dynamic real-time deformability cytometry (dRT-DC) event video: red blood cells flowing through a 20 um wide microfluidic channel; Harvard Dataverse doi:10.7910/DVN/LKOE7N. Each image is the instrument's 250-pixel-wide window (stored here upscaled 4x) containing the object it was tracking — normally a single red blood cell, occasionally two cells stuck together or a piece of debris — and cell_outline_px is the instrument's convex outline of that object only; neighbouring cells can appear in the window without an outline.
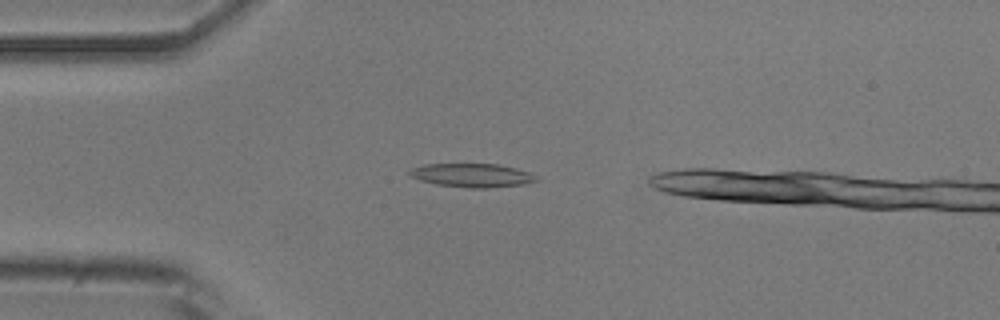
{"species": "common noctule bat (a hibernating species)", "species_latin": "Nyctalus noctula", "temperature_condition": "room temperature", "stored_images_in_passage": 37, "camera_frame_rate_fps": 3000, "um_per_image_px": 0.085, "animal": {"sex": "male", "body_mass_g": 20.5, "forearm_length_mm": 52.5}, "frame": {"image": 1, "passage_image": 7, "time_ms": 2.0, "image_size_px": [1000, 320], "cell_outline_px": [[536, 180], [524, 184], [488, 188], [472, 188], [436, 184], [420, 180], [412, 176], [408, 172], [412, 168], [424, 164], [500, 164], [516, 168], [528, 172], [536, 176]], "centroid_in_image_um": [40.12, 14.89], "position_along_channel_um": 44.9, "area_um2": 17.28}}
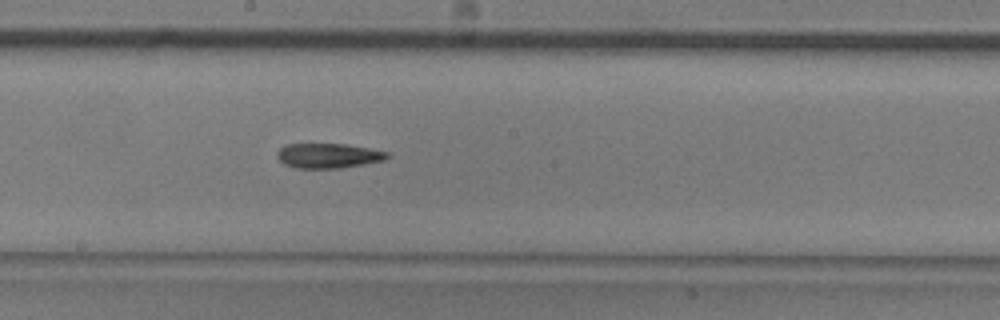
{"frame": {"image": 2, "passage_image": 22, "time_ms": 7.0, "image_size_px": [1000, 320], "cell_outline_px": [[388, 156], [384, 160], [364, 164], [340, 168], [296, 168], [284, 164], [276, 156], [276, 152], [284, 144], [344, 144], [368, 148], [388, 152]], "centroid_in_image_um": [27.86, 13.23], "position_along_channel_um": 220.3, "area_um2": 15.84}}
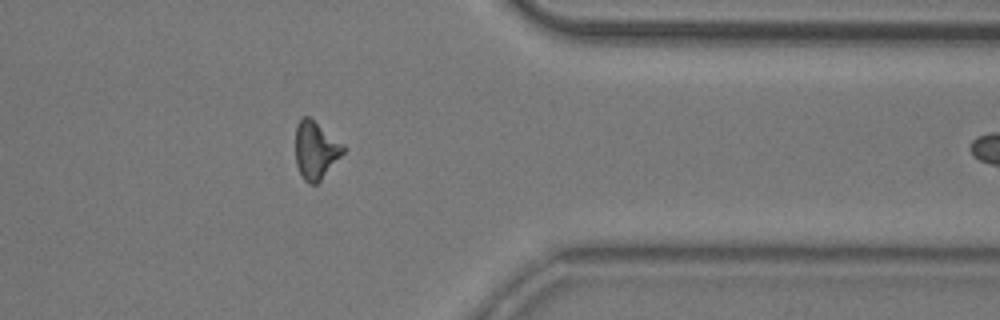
{"frame": {"image": 3, "passage_image": 36, "time_ms": 11.667, "image_size_px": [1000, 320], "cell_outline_px": [[344, 152], [320, 180], [316, 184], [308, 184], [304, 180], [296, 164], [296, 124], [304, 116], [308, 116], [344, 144]], "centroid_in_image_um": [26.82, 12.76], "position_along_channel_um": 384.6, "area_um2": 15.78}}